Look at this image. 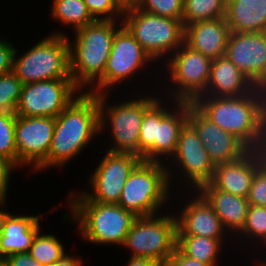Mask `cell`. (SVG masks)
Segmentation results:
<instances>
[{"instance_id": "cell-6", "label": "cell", "mask_w": 266, "mask_h": 266, "mask_svg": "<svg viewBox=\"0 0 266 266\" xmlns=\"http://www.w3.org/2000/svg\"><path fill=\"white\" fill-rule=\"evenodd\" d=\"M168 169L161 162L141 161L126 180L118 204L138 217L156 215L169 198Z\"/></svg>"}, {"instance_id": "cell-37", "label": "cell", "mask_w": 266, "mask_h": 266, "mask_svg": "<svg viewBox=\"0 0 266 266\" xmlns=\"http://www.w3.org/2000/svg\"><path fill=\"white\" fill-rule=\"evenodd\" d=\"M16 167L11 161L0 156V205L4 206L9 184L10 172Z\"/></svg>"}, {"instance_id": "cell-9", "label": "cell", "mask_w": 266, "mask_h": 266, "mask_svg": "<svg viewBox=\"0 0 266 266\" xmlns=\"http://www.w3.org/2000/svg\"><path fill=\"white\" fill-rule=\"evenodd\" d=\"M154 216L138 217L123 246L132 250L131 256L154 259L163 265L176 248L177 221L170 214Z\"/></svg>"}, {"instance_id": "cell-22", "label": "cell", "mask_w": 266, "mask_h": 266, "mask_svg": "<svg viewBox=\"0 0 266 266\" xmlns=\"http://www.w3.org/2000/svg\"><path fill=\"white\" fill-rule=\"evenodd\" d=\"M198 194H201L212 206L219 217L224 230L240 232L245 224L249 209L247 198L217 190L211 183L202 186Z\"/></svg>"}, {"instance_id": "cell-17", "label": "cell", "mask_w": 266, "mask_h": 266, "mask_svg": "<svg viewBox=\"0 0 266 266\" xmlns=\"http://www.w3.org/2000/svg\"><path fill=\"white\" fill-rule=\"evenodd\" d=\"M188 122L197 131L199 139L215 166L239 159L249 150L233 134L219 128L190 102Z\"/></svg>"}, {"instance_id": "cell-30", "label": "cell", "mask_w": 266, "mask_h": 266, "mask_svg": "<svg viewBox=\"0 0 266 266\" xmlns=\"http://www.w3.org/2000/svg\"><path fill=\"white\" fill-rule=\"evenodd\" d=\"M37 262L48 265L59 261L64 255V247L53 235H36L28 252Z\"/></svg>"}, {"instance_id": "cell-21", "label": "cell", "mask_w": 266, "mask_h": 266, "mask_svg": "<svg viewBox=\"0 0 266 266\" xmlns=\"http://www.w3.org/2000/svg\"><path fill=\"white\" fill-rule=\"evenodd\" d=\"M255 88L234 63L222 56L212 61L209 81L202 96L238 97L251 93Z\"/></svg>"}, {"instance_id": "cell-14", "label": "cell", "mask_w": 266, "mask_h": 266, "mask_svg": "<svg viewBox=\"0 0 266 266\" xmlns=\"http://www.w3.org/2000/svg\"><path fill=\"white\" fill-rule=\"evenodd\" d=\"M54 126L55 117L16 116L15 143L18 165L28 166L31 163L34 170H37L48 155Z\"/></svg>"}, {"instance_id": "cell-47", "label": "cell", "mask_w": 266, "mask_h": 266, "mask_svg": "<svg viewBox=\"0 0 266 266\" xmlns=\"http://www.w3.org/2000/svg\"><path fill=\"white\" fill-rule=\"evenodd\" d=\"M0 266H9L6 258H0Z\"/></svg>"}, {"instance_id": "cell-48", "label": "cell", "mask_w": 266, "mask_h": 266, "mask_svg": "<svg viewBox=\"0 0 266 266\" xmlns=\"http://www.w3.org/2000/svg\"><path fill=\"white\" fill-rule=\"evenodd\" d=\"M260 87H266V80Z\"/></svg>"}, {"instance_id": "cell-25", "label": "cell", "mask_w": 266, "mask_h": 266, "mask_svg": "<svg viewBox=\"0 0 266 266\" xmlns=\"http://www.w3.org/2000/svg\"><path fill=\"white\" fill-rule=\"evenodd\" d=\"M175 102L174 111L176 112L170 111L160 123H157L154 162H160L161 156L172 157L177 147L180 131L188 121L189 102Z\"/></svg>"}, {"instance_id": "cell-32", "label": "cell", "mask_w": 266, "mask_h": 266, "mask_svg": "<svg viewBox=\"0 0 266 266\" xmlns=\"http://www.w3.org/2000/svg\"><path fill=\"white\" fill-rule=\"evenodd\" d=\"M22 83L13 72L0 75V112L15 113Z\"/></svg>"}, {"instance_id": "cell-1", "label": "cell", "mask_w": 266, "mask_h": 266, "mask_svg": "<svg viewBox=\"0 0 266 266\" xmlns=\"http://www.w3.org/2000/svg\"><path fill=\"white\" fill-rule=\"evenodd\" d=\"M192 104L219 128L233 134L249 150L266 148L263 95L259 87L238 97L200 96Z\"/></svg>"}, {"instance_id": "cell-3", "label": "cell", "mask_w": 266, "mask_h": 266, "mask_svg": "<svg viewBox=\"0 0 266 266\" xmlns=\"http://www.w3.org/2000/svg\"><path fill=\"white\" fill-rule=\"evenodd\" d=\"M115 20H96L75 31L70 43V71L73 83L79 88L95 84L103 74L116 32Z\"/></svg>"}, {"instance_id": "cell-40", "label": "cell", "mask_w": 266, "mask_h": 266, "mask_svg": "<svg viewBox=\"0 0 266 266\" xmlns=\"http://www.w3.org/2000/svg\"><path fill=\"white\" fill-rule=\"evenodd\" d=\"M9 266H44L37 262L28 252L16 253L6 257Z\"/></svg>"}, {"instance_id": "cell-35", "label": "cell", "mask_w": 266, "mask_h": 266, "mask_svg": "<svg viewBox=\"0 0 266 266\" xmlns=\"http://www.w3.org/2000/svg\"><path fill=\"white\" fill-rule=\"evenodd\" d=\"M83 2L96 20H116L115 16L124 14L125 8L118 0H83Z\"/></svg>"}, {"instance_id": "cell-28", "label": "cell", "mask_w": 266, "mask_h": 266, "mask_svg": "<svg viewBox=\"0 0 266 266\" xmlns=\"http://www.w3.org/2000/svg\"><path fill=\"white\" fill-rule=\"evenodd\" d=\"M52 17L64 25L69 24L78 30L96 19L92 16L83 0H53Z\"/></svg>"}, {"instance_id": "cell-24", "label": "cell", "mask_w": 266, "mask_h": 266, "mask_svg": "<svg viewBox=\"0 0 266 266\" xmlns=\"http://www.w3.org/2000/svg\"><path fill=\"white\" fill-rule=\"evenodd\" d=\"M225 19L231 32H266V0H227Z\"/></svg>"}, {"instance_id": "cell-42", "label": "cell", "mask_w": 266, "mask_h": 266, "mask_svg": "<svg viewBox=\"0 0 266 266\" xmlns=\"http://www.w3.org/2000/svg\"><path fill=\"white\" fill-rule=\"evenodd\" d=\"M44 266H82V260L65 254L59 261Z\"/></svg>"}, {"instance_id": "cell-31", "label": "cell", "mask_w": 266, "mask_h": 266, "mask_svg": "<svg viewBox=\"0 0 266 266\" xmlns=\"http://www.w3.org/2000/svg\"><path fill=\"white\" fill-rule=\"evenodd\" d=\"M16 114L0 112V156L18 166L15 143Z\"/></svg>"}, {"instance_id": "cell-8", "label": "cell", "mask_w": 266, "mask_h": 266, "mask_svg": "<svg viewBox=\"0 0 266 266\" xmlns=\"http://www.w3.org/2000/svg\"><path fill=\"white\" fill-rule=\"evenodd\" d=\"M106 93L96 94L99 104L100 130L106 128L107 121L111 124L113 147L110 152L133 153L139 156V133L145 112L158 100L154 97L128 100L107 109ZM105 108V109H104ZM107 109V113L106 110ZM105 111V112H104ZM107 114V115H105ZM108 116V117H106ZM107 120V121H106Z\"/></svg>"}, {"instance_id": "cell-20", "label": "cell", "mask_w": 266, "mask_h": 266, "mask_svg": "<svg viewBox=\"0 0 266 266\" xmlns=\"http://www.w3.org/2000/svg\"><path fill=\"white\" fill-rule=\"evenodd\" d=\"M199 195L197 194L193 201L188 202L180 218L176 217L177 235L222 238L224 228L219 217L207 200L201 194Z\"/></svg>"}, {"instance_id": "cell-19", "label": "cell", "mask_w": 266, "mask_h": 266, "mask_svg": "<svg viewBox=\"0 0 266 266\" xmlns=\"http://www.w3.org/2000/svg\"><path fill=\"white\" fill-rule=\"evenodd\" d=\"M230 28L225 17L185 26L184 43L211 60L225 56Z\"/></svg>"}, {"instance_id": "cell-18", "label": "cell", "mask_w": 266, "mask_h": 266, "mask_svg": "<svg viewBox=\"0 0 266 266\" xmlns=\"http://www.w3.org/2000/svg\"><path fill=\"white\" fill-rule=\"evenodd\" d=\"M261 166L260 150H248L239 159L215 166L211 184L217 190L247 198L254 175Z\"/></svg>"}, {"instance_id": "cell-49", "label": "cell", "mask_w": 266, "mask_h": 266, "mask_svg": "<svg viewBox=\"0 0 266 266\" xmlns=\"http://www.w3.org/2000/svg\"><path fill=\"white\" fill-rule=\"evenodd\" d=\"M260 266H266V262H264V263L262 262V265H260Z\"/></svg>"}, {"instance_id": "cell-36", "label": "cell", "mask_w": 266, "mask_h": 266, "mask_svg": "<svg viewBox=\"0 0 266 266\" xmlns=\"http://www.w3.org/2000/svg\"><path fill=\"white\" fill-rule=\"evenodd\" d=\"M247 199L249 205L266 207V169L263 166L254 175Z\"/></svg>"}, {"instance_id": "cell-4", "label": "cell", "mask_w": 266, "mask_h": 266, "mask_svg": "<svg viewBox=\"0 0 266 266\" xmlns=\"http://www.w3.org/2000/svg\"><path fill=\"white\" fill-rule=\"evenodd\" d=\"M16 52L15 49L12 72L22 84L72 79L69 39L64 33L50 34L18 59Z\"/></svg>"}, {"instance_id": "cell-23", "label": "cell", "mask_w": 266, "mask_h": 266, "mask_svg": "<svg viewBox=\"0 0 266 266\" xmlns=\"http://www.w3.org/2000/svg\"><path fill=\"white\" fill-rule=\"evenodd\" d=\"M40 215H8L0 235V258L29 252L36 235L40 232Z\"/></svg>"}, {"instance_id": "cell-12", "label": "cell", "mask_w": 266, "mask_h": 266, "mask_svg": "<svg viewBox=\"0 0 266 266\" xmlns=\"http://www.w3.org/2000/svg\"><path fill=\"white\" fill-rule=\"evenodd\" d=\"M172 55L175 56L171 57L167 67L170 80L178 87L171 91L172 97L175 101L193 103L206 91L213 60L185 43Z\"/></svg>"}, {"instance_id": "cell-2", "label": "cell", "mask_w": 266, "mask_h": 266, "mask_svg": "<svg viewBox=\"0 0 266 266\" xmlns=\"http://www.w3.org/2000/svg\"><path fill=\"white\" fill-rule=\"evenodd\" d=\"M96 94L82 92L55 117L53 137L46 160L37 168L63 166L100 131Z\"/></svg>"}, {"instance_id": "cell-16", "label": "cell", "mask_w": 266, "mask_h": 266, "mask_svg": "<svg viewBox=\"0 0 266 266\" xmlns=\"http://www.w3.org/2000/svg\"><path fill=\"white\" fill-rule=\"evenodd\" d=\"M172 158L185 174L183 176L187 177L188 183L190 181L195 189L199 190L202 186L211 183L215 165L210 160L197 131L188 121L180 131Z\"/></svg>"}, {"instance_id": "cell-41", "label": "cell", "mask_w": 266, "mask_h": 266, "mask_svg": "<svg viewBox=\"0 0 266 266\" xmlns=\"http://www.w3.org/2000/svg\"><path fill=\"white\" fill-rule=\"evenodd\" d=\"M127 266H162V265L154 259L139 257V256H131Z\"/></svg>"}, {"instance_id": "cell-5", "label": "cell", "mask_w": 266, "mask_h": 266, "mask_svg": "<svg viewBox=\"0 0 266 266\" xmlns=\"http://www.w3.org/2000/svg\"><path fill=\"white\" fill-rule=\"evenodd\" d=\"M69 201L83 239L95 244L113 243L123 246L128 231L138 218L119 204Z\"/></svg>"}, {"instance_id": "cell-15", "label": "cell", "mask_w": 266, "mask_h": 266, "mask_svg": "<svg viewBox=\"0 0 266 266\" xmlns=\"http://www.w3.org/2000/svg\"><path fill=\"white\" fill-rule=\"evenodd\" d=\"M225 56L260 87L266 80V32H230Z\"/></svg>"}, {"instance_id": "cell-29", "label": "cell", "mask_w": 266, "mask_h": 266, "mask_svg": "<svg viewBox=\"0 0 266 266\" xmlns=\"http://www.w3.org/2000/svg\"><path fill=\"white\" fill-rule=\"evenodd\" d=\"M227 0H184L182 23L185 26L199 21L225 17Z\"/></svg>"}, {"instance_id": "cell-46", "label": "cell", "mask_w": 266, "mask_h": 266, "mask_svg": "<svg viewBox=\"0 0 266 266\" xmlns=\"http://www.w3.org/2000/svg\"><path fill=\"white\" fill-rule=\"evenodd\" d=\"M260 158H261L262 166L266 169V148L260 150Z\"/></svg>"}, {"instance_id": "cell-44", "label": "cell", "mask_w": 266, "mask_h": 266, "mask_svg": "<svg viewBox=\"0 0 266 266\" xmlns=\"http://www.w3.org/2000/svg\"><path fill=\"white\" fill-rule=\"evenodd\" d=\"M9 213L7 211H1L0 210V235L3 230L6 218L8 217Z\"/></svg>"}, {"instance_id": "cell-43", "label": "cell", "mask_w": 266, "mask_h": 266, "mask_svg": "<svg viewBox=\"0 0 266 266\" xmlns=\"http://www.w3.org/2000/svg\"><path fill=\"white\" fill-rule=\"evenodd\" d=\"M263 95L264 126L266 129V87H259Z\"/></svg>"}, {"instance_id": "cell-39", "label": "cell", "mask_w": 266, "mask_h": 266, "mask_svg": "<svg viewBox=\"0 0 266 266\" xmlns=\"http://www.w3.org/2000/svg\"><path fill=\"white\" fill-rule=\"evenodd\" d=\"M162 266H211L186 256L177 246Z\"/></svg>"}, {"instance_id": "cell-33", "label": "cell", "mask_w": 266, "mask_h": 266, "mask_svg": "<svg viewBox=\"0 0 266 266\" xmlns=\"http://www.w3.org/2000/svg\"><path fill=\"white\" fill-rule=\"evenodd\" d=\"M183 4L184 0H137L134 6L162 17L182 19Z\"/></svg>"}, {"instance_id": "cell-38", "label": "cell", "mask_w": 266, "mask_h": 266, "mask_svg": "<svg viewBox=\"0 0 266 266\" xmlns=\"http://www.w3.org/2000/svg\"><path fill=\"white\" fill-rule=\"evenodd\" d=\"M14 50L11 42L0 40V75L12 72Z\"/></svg>"}, {"instance_id": "cell-34", "label": "cell", "mask_w": 266, "mask_h": 266, "mask_svg": "<svg viewBox=\"0 0 266 266\" xmlns=\"http://www.w3.org/2000/svg\"><path fill=\"white\" fill-rule=\"evenodd\" d=\"M242 233L250 238L260 239L266 243V207L250 205L246 216L245 224L239 235ZM251 236V237H250Z\"/></svg>"}, {"instance_id": "cell-13", "label": "cell", "mask_w": 266, "mask_h": 266, "mask_svg": "<svg viewBox=\"0 0 266 266\" xmlns=\"http://www.w3.org/2000/svg\"><path fill=\"white\" fill-rule=\"evenodd\" d=\"M112 43L104 74L97 80L96 90L86 91L92 94L107 93L106 89L119 81L131 77L146 62L153 61L144 51L139 42L120 24Z\"/></svg>"}, {"instance_id": "cell-7", "label": "cell", "mask_w": 266, "mask_h": 266, "mask_svg": "<svg viewBox=\"0 0 266 266\" xmlns=\"http://www.w3.org/2000/svg\"><path fill=\"white\" fill-rule=\"evenodd\" d=\"M124 14L122 25L152 60L176 52L184 43L185 27L181 19L148 13L134 5L126 7Z\"/></svg>"}, {"instance_id": "cell-11", "label": "cell", "mask_w": 266, "mask_h": 266, "mask_svg": "<svg viewBox=\"0 0 266 266\" xmlns=\"http://www.w3.org/2000/svg\"><path fill=\"white\" fill-rule=\"evenodd\" d=\"M79 88L72 79H53L22 84L15 114L25 117H57ZM77 90V91H76Z\"/></svg>"}, {"instance_id": "cell-26", "label": "cell", "mask_w": 266, "mask_h": 266, "mask_svg": "<svg viewBox=\"0 0 266 266\" xmlns=\"http://www.w3.org/2000/svg\"><path fill=\"white\" fill-rule=\"evenodd\" d=\"M223 238H208L193 235H177L176 246L188 257L217 266V255Z\"/></svg>"}, {"instance_id": "cell-27", "label": "cell", "mask_w": 266, "mask_h": 266, "mask_svg": "<svg viewBox=\"0 0 266 266\" xmlns=\"http://www.w3.org/2000/svg\"><path fill=\"white\" fill-rule=\"evenodd\" d=\"M158 99L146 112L139 133V156L142 161L154 162V139L156 138L157 123L170 112L163 108Z\"/></svg>"}, {"instance_id": "cell-45", "label": "cell", "mask_w": 266, "mask_h": 266, "mask_svg": "<svg viewBox=\"0 0 266 266\" xmlns=\"http://www.w3.org/2000/svg\"><path fill=\"white\" fill-rule=\"evenodd\" d=\"M137 0H118V2L124 7L133 6Z\"/></svg>"}, {"instance_id": "cell-10", "label": "cell", "mask_w": 266, "mask_h": 266, "mask_svg": "<svg viewBox=\"0 0 266 266\" xmlns=\"http://www.w3.org/2000/svg\"><path fill=\"white\" fill-rule=\"evenodd\" d=\"M141 161L142 158L133 153L107 151L90 180L94 193H82L76 197L69 194V198H74L72 201L118 204L126 180Z\"/></svg>"}]
</instances>
